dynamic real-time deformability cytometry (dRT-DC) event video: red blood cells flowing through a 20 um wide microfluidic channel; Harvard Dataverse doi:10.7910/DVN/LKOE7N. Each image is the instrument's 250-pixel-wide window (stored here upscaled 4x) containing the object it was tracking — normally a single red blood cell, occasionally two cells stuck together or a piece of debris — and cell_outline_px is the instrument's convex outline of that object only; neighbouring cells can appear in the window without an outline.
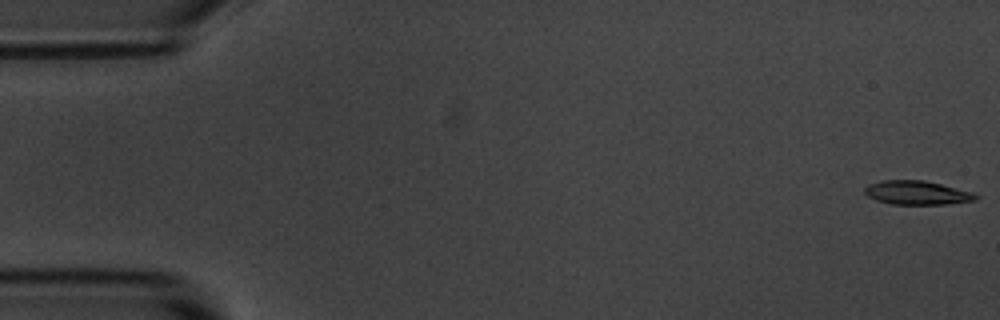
{"species": "common noctule bat (a hibernating species)", "species_latin": "Nyctalus noctula", "temperature_condition": "room temperature", "stored_images_in_passage": 5, "camera_frame_rate_fps": 3000, "um_per_image_px": 0.085, "animal": {"sex": "male", "body_mass_g": 20.1, "forearm_length_mm": 53.5}, "frame": {"image": 1, "passage_image": 1, "time_ms": 0.0, "image_size_px": [1000, 320], "cell_outline_px": [[980, 196], [976, 200], [944, 204], [892, 204], [876, 200], [868, 196], [864, 192], [864, 188], [868, 184], [884, 180], [924, 180], [976, 192]], "centroid_in_image_um": [77.98, 16.37], "position_along_channel_um": 7.0, "area_um2": 15.55}}
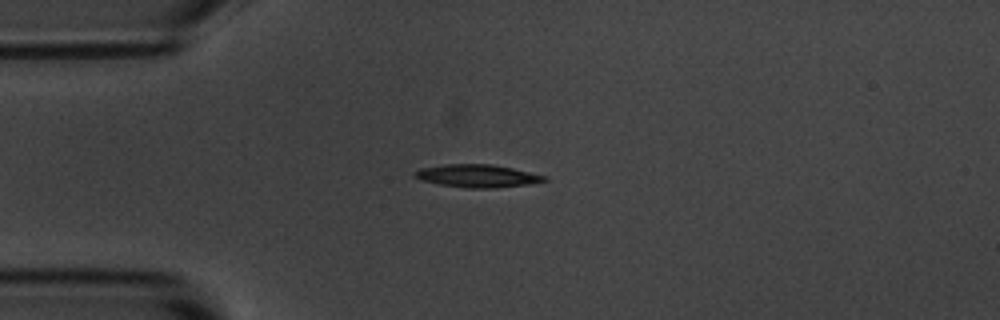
{"frame": {"image": 2, "passage_image": 5, "time_ms": 4.333, "image_size_px": [1000, 320], "cell_outline_px": [[548, 180], [528, 184], [496, 188], [468, 188], [440, 184], [424, 180], [412, 176], [412, 172], [420, 168], [444, 164], [492, 164], [512, 168], [548, 176]], "centroid_in_image_um": [40.58, 14.94], "position_along_channel_um": 44.4, "area_um2": 17.22}}